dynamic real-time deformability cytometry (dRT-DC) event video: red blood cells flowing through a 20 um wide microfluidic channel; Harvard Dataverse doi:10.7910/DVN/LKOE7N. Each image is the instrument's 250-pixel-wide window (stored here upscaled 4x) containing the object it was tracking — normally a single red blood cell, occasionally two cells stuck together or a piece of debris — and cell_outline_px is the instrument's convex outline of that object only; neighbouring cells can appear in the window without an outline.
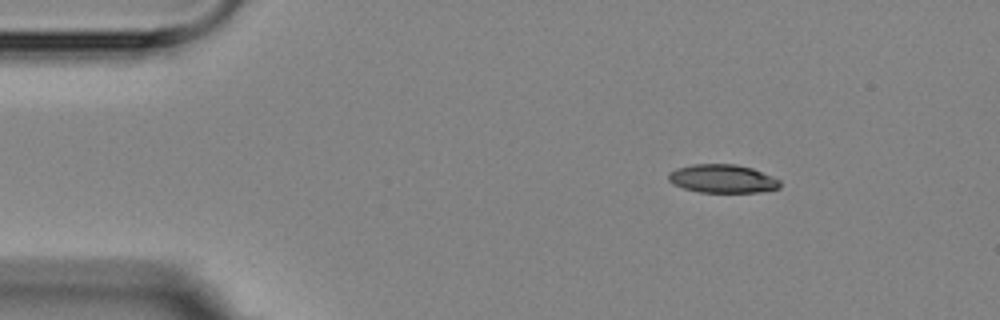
{"species": "Egyptian fruit bat (a non-hibernating species)", "species_latin": "Rousettus aegyptiacus", "temperature_condition": "room temperature", "stored_images_in_passage": 3, "camera_frame_rate_fps": 3000, "um_per_image_px": 0.085, "animal": {"sex": "female"}, "frame": {"image": 1, "passage_image": 2, "time_ms": 1.333, "image_size_px": [1000, 320], "cell_outline_px": [[780, 188], [760, 192], [700, 192], [684, 188], [672, 184], [668, 180], [668, 172], [676, 168], [692, 164], [736, 164], [752, 168], [772, 176], [780, 180]], "centroid_in_image_um": [61.4, 15.18], "position_along_channel_um": 23.6, "area_um2": 18.55}}